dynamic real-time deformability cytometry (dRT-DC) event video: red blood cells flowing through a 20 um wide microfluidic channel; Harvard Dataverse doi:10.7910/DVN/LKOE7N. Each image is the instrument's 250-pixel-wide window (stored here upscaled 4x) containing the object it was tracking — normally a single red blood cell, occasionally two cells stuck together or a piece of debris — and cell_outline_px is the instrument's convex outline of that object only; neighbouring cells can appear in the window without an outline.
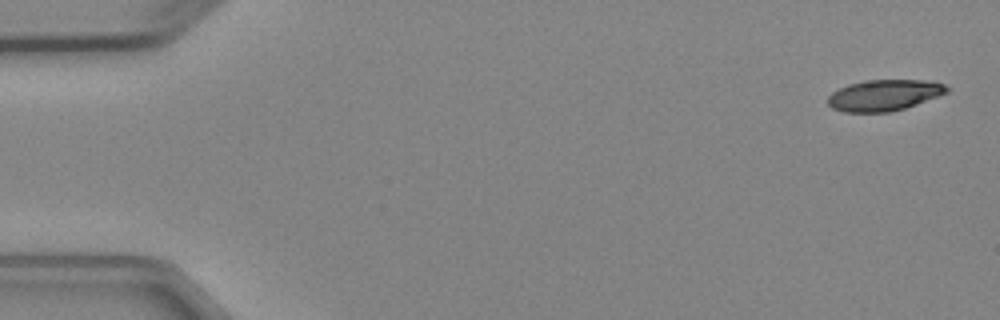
{"species": "Egyptian fruit bat (a non-hibernating species)", "species_latin": "Rousettus aegyptiacus", "temperature_condition": "cold", "stored_images_in_passage": 3, "camera_frame_rate_fps": 3000, "um_per_image_px": 0.085, "animal": {"sex": "female"}, "frame": {"image": 1, "passage_image": 1, "time_ms": 0.0, "image_size_px": [1000, 320], "cell_outline_px": [[952, 88], [948, 92], [916, 104], [904, 108], [888, 112], [844, 112], [832, 108], [828, 104], [828, 96], [832, 92], [848, 84], [864, 80], [924, 80], [944, 84]], "centroid_in_image_um": [75.14, 8.08], "position_along_channel_um": 9.9, "area_um2": 21.5}}